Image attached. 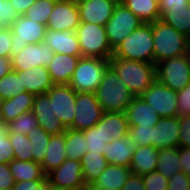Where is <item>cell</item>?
Wrapping results in <instances>:
<instances>
[{"mask_svg": "<svg viewBox=\"0 0 190 190\" xmlns=\"http://www.w3.org/2000/svg\"><path fill=\"white\" fill-rule=\"evenodd\" d=\"M109 65L135 97L141 96L156 80V66L152 63L125 60L112 55Z\"/></svg>", "mask_w": 190, "mask_h": 190, "instance_id": "1", "label": "cell"}, {"mask_svg": "<svg viewBox=\"0 0 190 190\" xmlns=\"http://www.w3.org/2000/svg\"><path fill=\"white\" fill-rule=\"evenodd\" d=\"M154 64L190 53V39L161 20L153 21Z\"/></svg>", "mask_w": 190, "mask_h": 190, "instance_id": "2", "label": "cell"}, {"mask_svg": "<svg viewBox=\"0 0 190 190\" xmlns=\"http://www.w3.org/2000/svg\"><path fill=\"white\" fill-rule=\"evenodd\" d=\"M95 96L104 112H125L135 97L111 66L105 70Z\"/></svg>", "mask_w": 190, "mask_h": 190, "instance_id": "3", "label": "cell"}, {"mask_svg": "<svg viewBox=\"0 0 190 190\" xmlns=\"http://www.w3.org/2000/svg\"><path fill=\"white\" fill-rule=\"evenodd\" d=\"M113 56L154 64L152 24L142 23L113 50Z\"/></svg>", "mask_w": 190, "mask_h": 190, "instance_id": "4", "label": "cell"}, {"mask_svg": "<svg viewBox=\"0 0 190 190\" xmlns=\"http://www.w3.org/2000/svg\"><path fill=\"white\" fill-rule=\"evenodd\" d=\"M109 66V59L82 56L68 85L76 92L95 93Z\"/></svg>", "mask_w": 190, "mask_h": 190, "instance_id": "5", "label": "cell"}, {"mask_svg": "<svg viewBox=\"0 0 190 190\" xmlns=\"http://www.w3.org/2000/svg\"><path fill=\"white\" fill-rule=\"evenodd\" d=\"M75 32L82 56L110 59L113 55V50L107 40L105 26L80 22Z\"/></svg>", "mask_w": 190, "mask_h": 190, "instance_id": "6", "label": "cell"}, {"mask_svg": "<svg viewBox=\"0 0 190 190\" xmlns=\"http://www.w3.org/2000/svg\"><path fill=\"white\" fill-rule=\"evenodd\" d=\"M156 80L179 91L190 84V53L168 58L156 65Z\"/></svg>", "mask_w": 190, "mask_h": 190, "instance_id": "7", "label": "cell"}, {"mask_svg": "<svg viewBox=\"0 0 190 190\" xmlns=\"http://www.w3.org/2000/svg\"><path fill=\"white\" fill-rule=\"evenodd\" d=\"M142 23L144 22L139 17L118 2L113 15L105 25L107 40L112 50Z\"/></svg>", "mask_w": 190, "mask_h": 190, "instance_id": "8", "label": "cell"}, {"mask_svg": "<svg viewBox=\"0 0 190 190\" xmlns=\"http://www.w3.org/2000/svg\"><path fill=\"white\" fill-rule=\"evenodd\" d=\"M10 29L12 30V48L9 57L12 58L29 43H43L47 26L23 15L15 20Z\"/></svg>", "mask_w": 190, "mask_h": 190, "instance_id": "9", "label": "cell"}, {"mask_svg": "<svg viewBox=\"0 0 190 190\" xmlns=\"http://www.w3.org/2000/svg\"><path fill=\"white\" fill-rule=\"evenodd\" d=\"M103 108L96 99L95 93L77 92L74 121L70 129L83 131L94 127L102 118Z\"/></svg>", "mask_w": 190, "mask_h": 190, "instance_id": "10", "label": "cell"}, {"mask_svg": "<svg viewBox=\"0 0 190 190\" xmlns=\"http://www.w3.org/2000/svg\"><path fill=\"white\" fill-rule=\"evenodd\" d=\"M160 117L178 116L177 91L155 80L141 95Z\"/></svg>", "mask_w": 190, "mask_h": 190, "instance_id": "11", "label": "cell"}, {"mask_svg": "<svg viewBox=\"0 0 190 190\" xmlns=\"http://www.w3.org/2000/svg\"><path fill=\"white\" fill-rule=\"evenodd\" d=\"M76 93L68 84L53 85L46 93L52 102L53 114L66 129L72 126L75 118Z\"/></svg>", "mask_w": 190, "mask_h": 190, "instance_id": "12", "label": "cell"}, {"mask_svg": "<svg viewBox=\"0 0 190 190\" xmlns=\"http://www.w3.org/2000/svg\"><path fill=\"white\" fill-rule=\"evenodd\" d=\"M53 50L44 43L27 44L11 58L13 71H24L37 66L48 67L54 58Z\"/></svg>", "mask_w": 190, "mask_h": 190, "instance_id": "13", "label": "cell"}, {"mask_svg": "<svg viewBox=\"0 0 190 190\" xmlns=\"http://www.w3.org/2000/svg\"><path fill=\"white\" fill-rule=\"evenodd\" d=\"M80 25L76 0H57L47 21V28L56 31H76Z\"/></svg>", "mask_w": 190, "mask_h": 190, "instance_id": "14", "label": "cell"}, {"mask_svg": "<svg viewBox=\"0 0 190 190\" xmlns=\"http://www.w3.org/2000/svg\"><path fill=\"white\" fill-rule=\"evenodd\" d=\"M80 22L105 26L118 4L116 0H76Z\"/></svg>", "mask_w": 190, "mask_h": 190, "instance_id": "15", "label": "cell"}, {"mask_svg": "<svg viewBox=\"0 0 190 190\" xmlns=\"http://www.w3.org/2000/svg\"><path fill=\"white\" fill-rule=\"evenodd\" d=\"M47 179L53 187H87L84 178L82 164L79 160L66 159L58 168L47 175Z\"/></svg>", "mask_w": 190, "mask_h": 190, "instance_id": "16", "label": "cell"}, {"mask_svg": "<svg viewBox=\"0 0 190 190\" xmlns=\"http://www.w3.org/2000/svg\"><path fill=\"white\" fill-rule=\"evenodd\" d=\"M32 112L36 116L38 125L50 135H59L66 131L61 120L53 114L52 102L46 93L35 95Z\"/></svg>", "mask_w": 190, "mask_h": 190, "instance_id": "17", "label": "cell"}, {"mask_svg": "<svg viewBox=\"0 0 190 190\" xmlns=\"http://www.w3.org/2000/svg\"><path fill=\"white\" fill-rule=\"evenodd\" d=\"M180 119L176 117H161L153 126L152 146L157 149L179 147Z\"/></svg>", "mask_w": 190, "mask_h": 190, "instance_id": "18", "label": "cell"}, {"mask_svg": "<svg viewBox=\"0 0 190 190\" xmlns=\"http://www.w3.org/2000/svg\"><path fill=\"white\" fill-rule=\"evenodd\" d=\"M43 43L49 46L54 53L82 57L75 31H56L47 28Z\"/></svg>", "mask_w": 190, "mask_h": 190, "instance_id": "19", "label": "cell"}, {"mask_svg": "<svg viewBox=\"0 0 190 190\" xmlns=\"http://www.w3.org/2000/svg\"><path fill=\"white\" fill-rule=\"evenodd\" d=\"M15 72L21 77L22 89H26L28 93L44 94L54 85L46 67L37 66L29 70Z\"/></svg>", "mask_w": 190, "mask_h": 190, "instance_id": "20", "label": "cell"}, {"mask_svg": "<svg viewBox=\"0 0 190 190\" xmlns=\"http://www.w3.org/2000/svg\"><path fill=\"white\" fill-rule=\"evenodd\" d=\"M125 113L129 126L153 127L161 118L141 96L134 97Z\"/></svg>", "mask_w": 190, "mask_h": 190, "instance_id": "21", "label": "cell"}, {"mask_svg": "<svg viewBox=\"0 0 190 190\" xmlns=\"http://www.w3.org/2000/svg\"><path fill=\"white\" fill-rule=\"evenodd\" d=\"M136 147L129 137L114 139L104 146L103 156L108 164L130 167Z\"/></svg>", "mask_w": 190, "mask_h": 190, "instance_id": "22", "label": "cell"}, {"mask_svg": "<svg viewBox=\"0 0 190 190\" xmlns=\"http://www.w3.org/2000/svg\"><path fill=\"white\" fill-rule=\"evenodd\" d=\"M35 95L24 92L15 97L2 100L0 106V122L8 125L21 113L32 111Z\"/></svg>", "mask_w": 190, "mask_h": 190, "instance_id": "23", "label": "cell"}, {"mask_svg": "<svg viewBox=\"0 0 190 190\" xmlns=\"http://www.w3.org/2000/svg\"><path fill=\"white\" fill-rule=\"evenodd\" d=\"M131 174L129 167L108 164L89 190H121Z\"/></svg>", "mask_w": 190, "mask_h": 190, "instance_id": "24", "label": "cell"}, {"mask_svg": "<svg viewBox=\"0 0 190 190\" xmlns=\"http://www.w3.org/2000/svg\"><path fill=\"white\" fill-rule=\"evenodd\" d=\"M80 57L55 53L47 70L54 85L69 84Z\"/></svg>", "mask_w": 190, "mask_h": 190, "instance_id": "25", "label": "cell"}, {"mask_svg": "<svg viewBox=\"0 0 190 190\" xmlns=\"http://www.w3.org/2000/svg\"><path fill=\"white\" fill-rule=\"evenodd\" d=\"M158 149L152 145L137 146L132 155L130 170L132 174L145 175L156 171Z\"/></svg>", "mask_w": 190, "mask_h": 190, "instance_id": "26", "label": "cell"}, {"mask_svg": "<svg viewBox=\"0 0 190 190\" xmlns=\"http://www.w3.org/2000/svg\"><path fill=\"white\" fill-rule=\"evenodd\" d=\"M65 151V132L59 135H51L45 152L46 155L41 163L42 170L46 176L66 160Z\"/></svg>", "mask_w": 190, "mask_h": 190, "instance_id": "27", "label": "cell"}, {"mask_svg": "<svg viewBox=\"0 0 190 190\" xmlns=\"http://www.w3.org/2000/svg\"><path fill=\"white\" fill-rule=\"evenodd\" d=\"M8 165L14 182L45 180L47 178L42 170L41 163L13 159Z\"/></svg>", "mask_w": 190, "mask_h": 190, "instance_id": "28", "label": "cell"}, {"mask_svg": "<svg viewBox=\"0 0 190 190\" xmlns=\"http://www.w3.org/2000/svg\"><path fill=\"white\" fill-rule=\"evenodd\" d=\"M120 3L131 10L144 23L160 20L159 0H121Z\"/></svg>", "mask_w": 190, "mask_h": 190, "instance_id": "29", "label": "cell"}, {"mask_svg": "<svg viewBox=\"0 0 190 190\" xmlns=\"http://www.w3.org/2000/svg\"><path fill=\"white\" fill-rule=\"evenodd\" d=\"M103 129L108 138L128 137L129 123L125 112H104Z\"/></svg>", "mask_w": 190, "mask_h": 190, "instance_id": "30", "label": "cell"}, {"mask_svg": "<svg viewBox=\"0 0 190 190\" xmlns=\"http://www.w3.org/2000/svg\"><path fill=\"white\" fill-rule=\"evenodd\" d=\"M83 178L87 187H90L95 180L106 169L108 163L103 155L86 152L81 159Z\"/></svg>", "mask_w": 190, "mask_h": 190, "instance_id": "31", "label": "cell"}, {"mask_svg": "<svg viewBox=\"0 0 190 190\" xmlns=\"http://www.w3.org/2000/svg\"><path fill=\"white\" fill-rule=\"evenodd\" d=\"M156 171L169 179L176 172H182L179 147L158 149Z\"/></svg>", "mask_w": 190, "mask_h": 190, "instance_id": "32", "label": "cell"}, {"mask_svg": "<svg viewBox=\"0 0 190 190\" xmlns=\"http://www.w3.org/2000/svg\"><path fill=\"white\" fill-rule=\"evenodd\" d=\"M83 134L86 139L87 152H91L92 154L103 155L106 143L113 141V139L108 138L104 132L103 116L94 127L83 130Z\"/></svg>", "mask_w": 190, "mask_h": 190, "instance_id": "33", "label": "cell"}, {"mask_svg": "<svg viewBox=\"0 0 190 190\" xmlns=\"http://www.w3.org/2000/svg\"><path fill=\"white\" fill-rule=\"evenodd\" d=\"M66 159L81 161L87 152L83 131L67 128L65 131Z\"/></svg>", "mask_w": 190, "mask_h": 190, "instance_id": "34", "label": "cell"}, {"mask_svg": "<svg viewBox=\"0 0 190 190\" xmlns=\"http://www.w3.org/2000/svg\"><path fill=\"white\" fill-rule=\"evenodd\" d=\"M160 20L172 26L190 39V4L187 8H178L165 11Z\"/></svg>", "mask_w": 190, "mask_h": 190, "instance_id": "35", "label": "cell"}, {"mask_svg": "<svg viewBox=\"0 0 190 190\" xmlns=\"http://www.w3.org/2000/svg\"><path fill=\"white\" fill-rule=\"evenodd\" d=\"M27 136L33 146V161L42 163L46 155L45 152L47 151V145L49 144L51 135L38 125L31 129Z\"/></svg>", "mask_w": 190, "mask_h": 190, "instance_id": "36", "label": "cell"}, {"mask_svg": "<svg viewBox=\"0 0 190 190\" xmlns=\"http://www.w3.org/2000/svg\"><path fill=\"white\" fill-rule=\"evenodd\" d=\"M8 137L14 150V159L20 161H33V146L27 135L9 133Z\"/></svg>", "mask_w": 190, "mask_h": 190, "instance_id": "37", "label": "cell"}, {"mask_svg": "<svg viewBox=\"0 0 190 190\" xmlns=\"http://www.w3.org/2000/svg\"><path fill=\"white\" fill-rule=\"evenodd\" d=\"M57 0H37L34 2L24 16L32 21L47 26V21L50 13L53 10Z\"/></svg>", "mask_w": 190, "mask_h": 190, "instance_id": "38", "label": "cell"}, {"mask_svg": "<svg viewBox=\"0 0 190 190\" xmlns=\"http://www.w3.org/2000/svg\"><path fill=\"white\" fill-rule=\"evenodd\" d=\"M24 92H26V89H22L21 77L15 71L12 70L0 79V97L2 100L15 97Z\"/></svg>", "mask_w": 190, "mask_h": 190, "instance_id": "39", "label": "cell"}, {"mask_svg": "<svg viewBox=\"0 0 190 190\" xmlns=\"http://www.w3.org/2000/svg\"><path fill=\"white\" fill-rule=\"evenodd\" d=\"M36 126H38V121L32 111L21 113L18 118L7 125L9 133L25 135Z\"/></svg>", "mask_w": 190, "mask_h": 190, "instance_id": "40", "label": "cell"}, {"mask_svg": "<svg viewBox=\"0 0 190 190\" xmlns=\"http://www.w3.org/2000/svg\"><path fill=\"white\" fill-rule=\"evenodd\" d=\"M153 127L129 126L128 137L137 146L152 145Z\"/></svg>", "mask_w": 190, "mask_h": 190, "instance_id": "41", "label": "cell"}, {"mask_svg": "<svg viewBox=\"0 0 190 190\" xmlns=\"http://www.w3.org/2000/svg\"><path fill=\"white\" fill-rule=\"evenodd\" d=\"M8 136V127L0 124V163L4 164H9L14 159V150Z\"/></svg>", "mask_w": 190, "mask_h": 190, "instance_id": "42", "label": "cell"}, {"mask_svg": "<svg viewBox=\"0 0 190 190\" xmlns=\"http://www.w3.org/2000/svg\"><path fill=\"white\" fill-rule=\"evenodd\" d=\"M142 178L146 190H168V179L157 171L142 175Z\"/></svg>", "mask_w": 190, "mask_h": 190, "instance_id": "43", "label": "cell"}, {"mask_svg": "<svg viewBox=\"0 0 190 190\" xmlns=\"http://www.w3.org/2000/svg\"><path fill=\"white\" fill-rule=\"evenodd\" d=\"M18 17L9 0H0V27L10 28Z\"/></svg>", "mask_w": 190, "mask_h": 190, "instance_id": "44", "label": "cell"}, {"mask_svg": "<svg viewBox=\"0 0 190 190\" xmlns=\"http://www.w3.org/2000/svg\"><path fill=\"white\" fill-rule=\"evenodd\" d=\"M12 189L13 190H53V186L46 178L45 180L15 182Z\"/></svg>", "mask_w": 190, "mask_h": 190, "instance_id": "45", "label": "cell"}, {"mask_svg": "<svg viewBox=\"0 0 190 190\" xmlns=\"http://www.w3.org/2000/svg\"><path fill=\"white\" fill-rule=\"evenodd\" d=\"M178 116L190 115V84L184 89L177 91Z\"/></svg>", "mask_w": 190, "mask_h": 190, "instance_id": "46", "label": "cell"}, {"mask_svg": "<svg viewBox=\"0 0 190 190\" xmlns=\"http://www.w3.org/2000/svg\"><path fill=\"white\" fill-rule=\"evenodd\" d=\"M168 190H190V176L176 172L168 179Z\"/></svg>", "mask_w": 190, "mask_h": 190, "instance_id": "47", "label": "cell"}, {"mask_svg": "<svg viewBox=\"0 0 190 190\" xmlns=\"http://www.w3.org/2000/svg\"><path fill=\"white\" fill-rule=\"evenodd\" d=\"M12 46V30L0 27V56L9 57Z\"/></svg>", "mask_w": 190, "mask_h": 190, "instance_id": "48", "label": "cell"}, {"mask_svg": "<svg viewBox=\"0 0 190 190\" xmlns=\"http://www.w3.org/2000/svg\"><path fill=\"white\" fill-rule=\"evenodd\" d=\"M179 147H190V115L179 117Z\"/></svg>", "mask_w": 190, "mask_h": 190, "instance_id": "49", "label": "cell"}, {"mask_svg": "<svg viewBox=\"0 0 190 190\" xmlns=\"http://www.w3.org/2000/svg\"><path fill=\"white\" fill-rule=\"evenodd\" d=\"M14 183L9 165L0 163V189L12 188Z\"/></svg>", "mask_w": 190, "mask_h": 190, "instance_id": "50", "label": "cell"}, {"mask_svg": "<svg viewBox=\"0 0 190 190\" xmlns=\"http://www.w3.org/2000/svg\"><path fill=\"white\" fill-rule=\"evenodd\" d=\"M189 4L190 0H159L160 14L171 9L187 8Z\"/></svg>", "mask_w": 190, "mask_h": 190, "instance_id": "51", "label": "cell"}, {"mask_svg": "<svg viewBox=\"0 0 190 190\" xmlns=\"http://www.w3.org/2000/svg\"><path fill=\"white\" fill-rule=\"evenodd\" d=\"M121 190H146L142 175L131 174Z\"/></svg>", "mask_w": 190, "mask_h": 190, "instance_id": "52", "label": "cell"}, {"mask_svg": "<svg viewBox=\"0 0 190 190\" xmlns=\"http://www.w3.org/2000/svg\"><path fill=\"white\" fill-rule=\"evenodd\" d=\"M181 170L190 176V147H179Z\"/></svg>", "mask_w": 190, "mask_h": 190, "instance_id": "53", "label": "cell"}, {"mask_svg": "<svg viewBox=\"0 0 190 190\" xmlns=\"http://www.w3.org/2000/svg\"><path fill=\"white\" fill-rule=\"evenodd\" d=\"M10 4L14 6L15 12L18 16H23L29 7L37 0H9Z\"/></svg>", "mask_w": 190, "mask_h": 190, "instance_id": "54", "label": "cell"}, {"mask_svg": "<svg viewBox=\"0 0 190 190\" xmlns=\"http://www.w3.org/2000/svg\"><path fill=\"white\" fill-rule=\"evenodd\" d=\"M12 71V64L10 57L0 56V79Z\"/></svg>", "mask_w": 190, "mask_h": 190, "instance_id": "55", "label": "cell"}, {"mask_svg": "<svg viewBox=\"0 0 190 190\" xmlns=\"http://www.w3.org/2000/svg\"><path fill=\"white\" fill-rule=\"evenodd\" d=\"M53 190H89V187H66V188L53 187Z\"/></svg>", "mask_w": 190, "mask_h": 190, "instance_id": "56", "label": "cell"}, {"mask_svg": "<svg viewBox=\"0 0 190 190\" xmlns=\"http://www.w3.org/2000/svg\"><path fill=\"white\" fill-rule=\"evenodd\" d=\"M0 190H13L12 188L0 189Z\"/></svg>", "mask_w": 190, "mask_h": 190, "instance_id": "57", "label": "cell"}]
</instances>
